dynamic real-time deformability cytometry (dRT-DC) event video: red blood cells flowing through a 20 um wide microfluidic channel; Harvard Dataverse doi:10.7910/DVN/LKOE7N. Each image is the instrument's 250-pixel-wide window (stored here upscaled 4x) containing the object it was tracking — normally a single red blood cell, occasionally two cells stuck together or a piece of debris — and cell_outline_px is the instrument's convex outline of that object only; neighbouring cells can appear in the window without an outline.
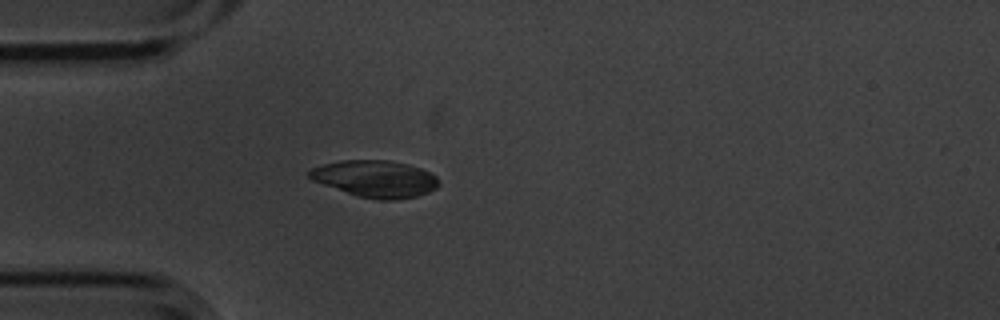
{"species": "common noctule bat (a hibernating species)", "species_latin": "Nyctalus noctula", "temperature_condition": "cold", "stored_images_in_passage": 3, "camera_frame_rate_fps": 3000, "um_per_image_px": 0.085, "animal": {"sex": "male", "body_mass_g": 20.1, "forearm_length_mm": 53.5}, "frame": {"image": 1, "passage_image": 3, "time_ms": 0.667, "image_size_px": [1000, 320], "cell_outline_px": [[440, 184], [436, 188], [428, 192], [416, 196], [396, 200], [376, 200], [356, 196], [312, 180], [304, 172], [312, 168], [324, 164], [340, 160], [388, 160], [408, 164], [432, 172], [440, 180]], "centroid_in_image_um": [31.91, 15.2], "position_along_channel_um": 53.1, "area_um2": 28.09}}